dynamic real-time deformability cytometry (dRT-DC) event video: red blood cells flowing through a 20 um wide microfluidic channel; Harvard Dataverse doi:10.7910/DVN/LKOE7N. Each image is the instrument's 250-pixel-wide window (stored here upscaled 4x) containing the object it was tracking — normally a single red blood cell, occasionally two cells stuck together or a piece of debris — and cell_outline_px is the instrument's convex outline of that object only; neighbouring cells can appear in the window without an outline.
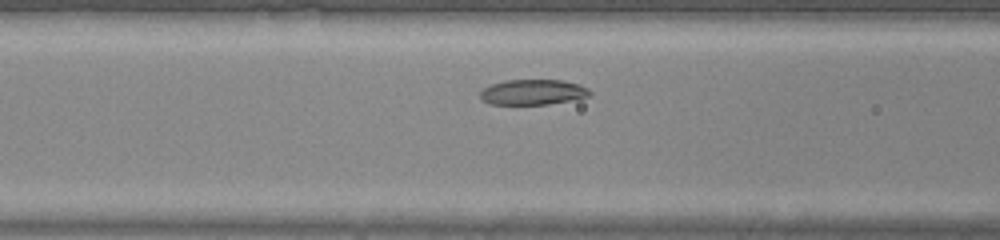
{"species": "common noctule bat (a hibernating species)", "species_latin": "Nyctalus noctula", "temperature_condition": "warm", "stored_images_in_passage": 28, "camera_frame_rate_fps": 3000, "um_per_image_px": 0.085, "animal": {"sex": "male", "body_mass_g": 20.0, "forearm_length_mm": 53.3}, "frame": {"image": 1, "passage_image": 8, "time_ms": 2.333, "image_size_px": [1000, 240], "cell_outline_px": [[592, 92], [588, 96], [548, 104], [488, 104], [480, 100], [480, 92], [484, 88], [492, 84], [504, 80], [560, 80], [580, 84], [588, 88]], "centroid_in_image_um": [45.25, 7.83], "position_along_channel_um": 121.3, "area_um2": 16.13}}
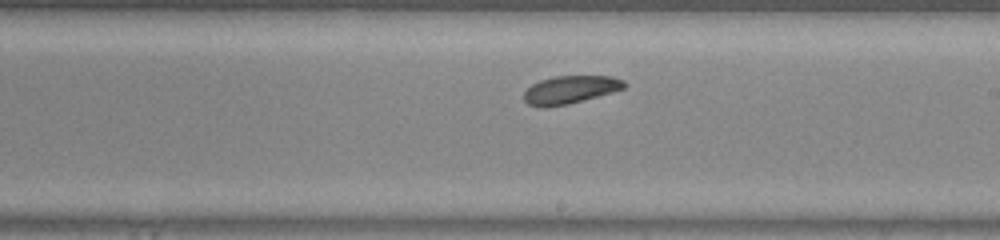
{"frame": {"image": 2, "passage_image": 16, "time_ms": 5.0, "image_size_px": [1000, 240], "cell_outline_px": [[628, 84], [624, 88], [612, 92], [568, 104], [548, 108], [540, 108], [528, 104], [524, 100], [524, 92], [532, 84], [540, 80], [556, 76], [612, 76], [624, 80]], "centroid_in_image_um": [48.46, 7.63], "position_along_channel_um": 240.5, "area_um2": 16.42}}
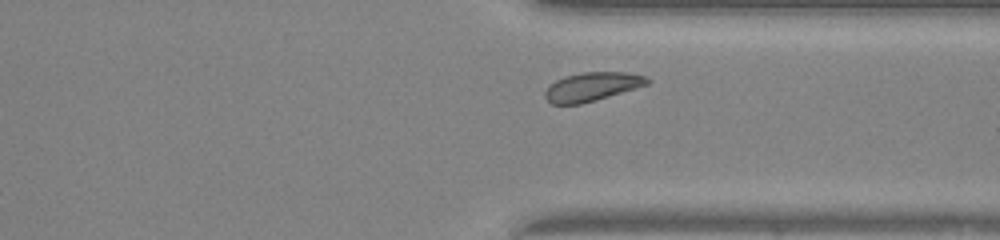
{"frame": {"image": 3, "passage_image": 24, "time_ms": 7.667, "image_size_px": [1000, 240], "cell_outline_px": [[652, 80], [648, 84], [636, 88], [596, 100], [580, 104], [552, 104], [544, 96], [544, 92], [556, 80], [564, 76], [584, 72], [628, 72], [648, 76]], "centroid_in_image_um": [50.37, 7.36], "position_along_channel_um": 361.0, "area_um2": 17.11}}